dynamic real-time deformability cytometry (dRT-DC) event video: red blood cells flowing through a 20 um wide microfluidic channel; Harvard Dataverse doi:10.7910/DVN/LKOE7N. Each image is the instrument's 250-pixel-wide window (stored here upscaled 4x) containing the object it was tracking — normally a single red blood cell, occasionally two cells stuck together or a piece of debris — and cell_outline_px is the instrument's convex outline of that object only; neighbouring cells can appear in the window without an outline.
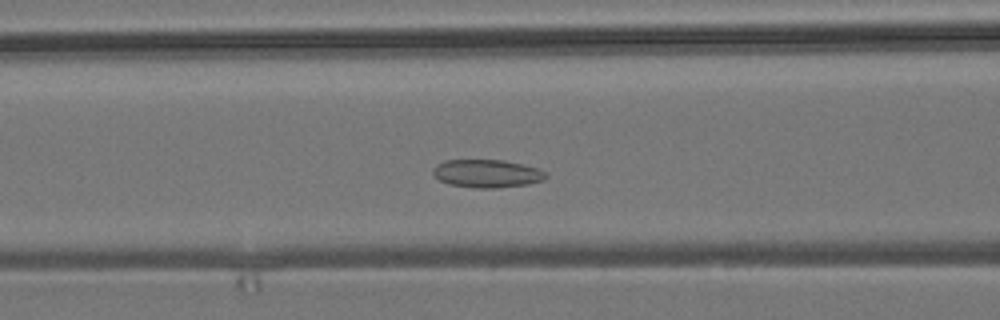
{"species": "common noctule bat (a hibernating species)", "species_latin": "Nyctalus noctula", "temperature_condition": "room temperature", "stored_images_in_passage": 36, "camera_frame_rate_fps": 3000, "um_per_image_px": 0.085, "animal": {"sex": "male", "body_mass_g": 19.2, "forearm_length_mm": 51.8}, "frame": {"image": 1, "passage_image": 11, "time_ms": 3.333, "image_size_px": [1000, 320], "cell_outline_px": [[548, 176], [544, 180], [528, 184], [496, 188], [476, 188], [452, 184], [440, 180], [432, 172], [432, 168], [436, 164], [444, 160], [504, 160], [540, 168], [548, 172]], "centroid_in_image_um": [41.44, 14.74], "position_along_channel_um": 125.2, "area_um2": 18.55}}
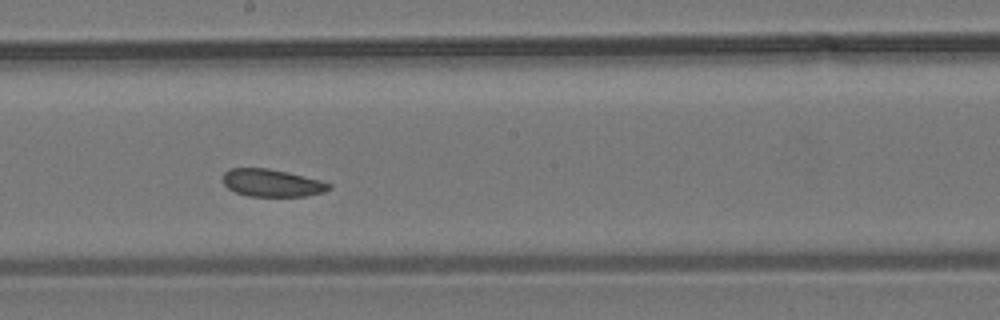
{"frame": {"image": 2, "passage_image": 19, "time_ms": 6.0, "image_size_px": [1000, 320], "cell_outline_px": [[332, 188], [324, 192], [304, 196], [248, 196], [236, 192], [228, 188], [224, 184], [224, 172], [228, 168], [268, 168], [288, 172], [320, 180], [332, 184]], "centroid_in_image_um": [23.13, 15.54], "position_along_channel_um": 225.1, "area_um2": 16.99}}
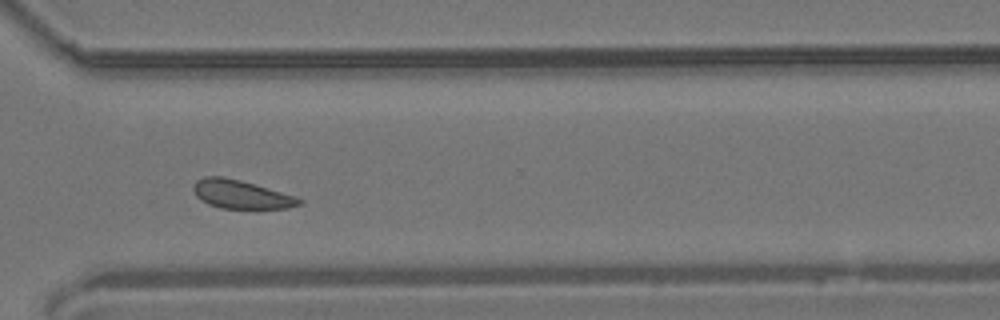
{"frame": {"image": 3, "passage_image": 29, "time_ms": 9.333, "image_size_px": [1000, 320], "cell_outline_px": [[304, 204], [288, 208], [220, 208], [208, 204], [200, 200], [196, 196], [192, 188], [192, 184], [196, 180], [204, 176], [224, 176], [240, 180], [296, 196], [304, 200]], "centroid_in_image_um": [20.48, 16.51], "position_along_channel_um": 350.1, "area_um2": 17.74}, "authors_computed_cell_mechanics": {"area_um2": 18.0047, "velocity_mm_per_s": 3.7496, "shape_relaxation_time_tau1_ms": null, "shape_relaxation_time_tau2_ms": 6.0155, "deformation_change_tau1": null, "deformation_change_tau2": 0.1274}}